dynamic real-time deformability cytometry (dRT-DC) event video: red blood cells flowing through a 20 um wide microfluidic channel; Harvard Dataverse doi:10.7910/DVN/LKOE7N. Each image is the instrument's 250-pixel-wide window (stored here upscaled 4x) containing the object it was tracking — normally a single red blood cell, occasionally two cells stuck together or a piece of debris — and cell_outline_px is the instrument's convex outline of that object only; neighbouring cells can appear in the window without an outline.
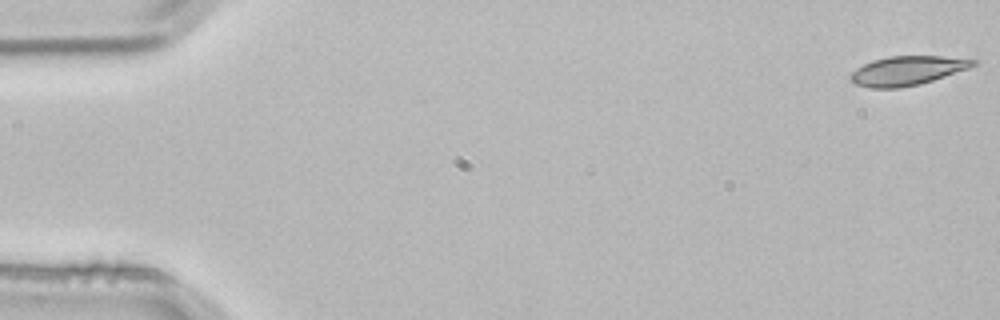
{"species": "common noctule bat (a hibernating species)", "species_latin": "Nyctalus noctula", "temperature_condition": "room temperature", "stored_images_in_passage": 4, "camera_frame_rate_fps": 3000, "um_per_image_px": 0.085, "animal": {"sex": "male", "body_mass_g": 21.5, "forearm_length_mm": 52.0}, "frame": {"image": 1, "passage_image": 1, "time_ms": 0.0, "image_size_px": [1000, 320], "cell_outline_px": [[980, 60], [976, 64], [968, 68], [920, 84], [900, 88], [868, 88], [856, 84], [848, 80], [848, 76], [856, 68], [872, 60], [888, 56], [940, 56]], "centroid_in_image_um": [77.06, 6.01], "position_along_channel_um": 7.9, "area_um2": 20.87}}
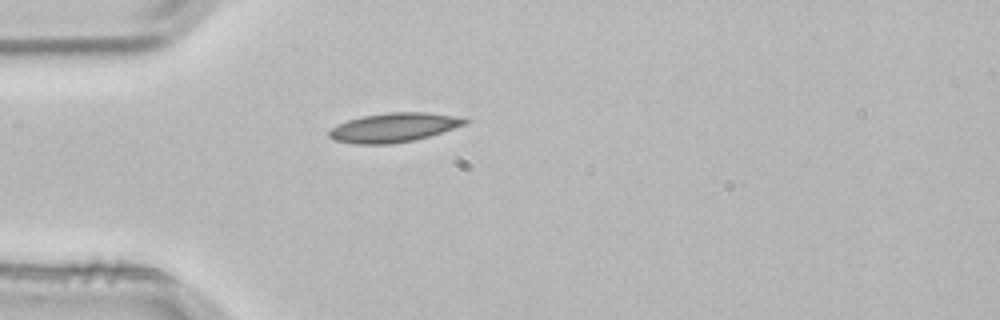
{"frame": {"image": 2, "passage_image": 4, "time_ms": 1.0, "image_size_px": [1000, 320], "cell_outline_px": [[468, 120], [464, 124], [428, 136], [412, 140], [392, 144], [356, 144], [336, 140], [328, 136], [328, 132], [332, 128], [348, 120], [360, 116], [388, 112], [424, 112], [456, 116]], "centroid_in_image_um": [33.42, 10.83], "position_along_channel_um": 51.6, "area_um2": 22.66}}